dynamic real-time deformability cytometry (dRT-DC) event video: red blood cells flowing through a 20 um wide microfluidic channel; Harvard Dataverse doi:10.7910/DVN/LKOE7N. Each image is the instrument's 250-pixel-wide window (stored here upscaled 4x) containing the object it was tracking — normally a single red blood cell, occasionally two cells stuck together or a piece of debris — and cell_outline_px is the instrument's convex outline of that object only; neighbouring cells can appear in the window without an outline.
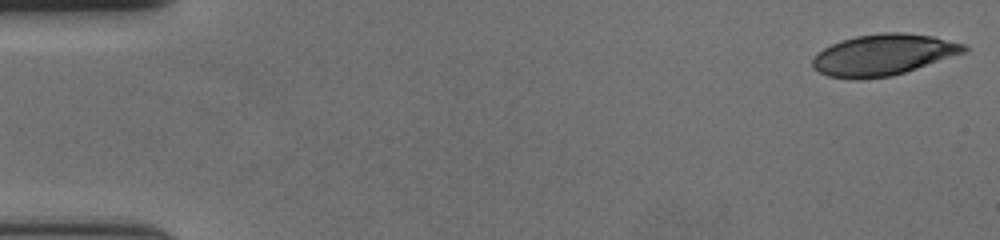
{"species": "human", "species_latin": "Homo sapiens", "temperature_condition": "cold", "stored_images_in_passage": 57, "camera_frame_rate_fps": 3000, "um_per_image_px": 0.085, "donor": {"sex": "female"}, "frame": {"image": 1, "passage_image": 1, "time_ms": 0.0, "image_size_px": [1000, 240], "cell_outline_px": [[968, 52], [892, 76], [860, 80], [828, 76], [812, 68], [812, 60], [816, 52], [840, 40], [856, 36], [884, 32], [900, 32], [932, 36], [964, 44], [968, 48]], "centroid_in_image_um": [75.06, 4.67], "position_along_channel_um": 9.9, "area_um2": 36.53}}
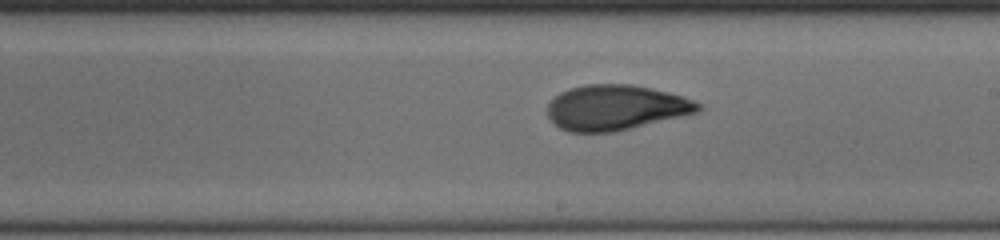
{"frame": {"image": 2, "passage_image": 33, "time_ms": 10.667, "image_size_px": [1000, 240], "cell_outline_px": [[704, 108], [700, 112], [616, 132], [568, 132], [560, 128], [548, 116], [548, 104], [560, 92], [568, 88], [584, 84], [632, 84], [652, 88], [684, 96], [700, 104]], "centroid_in_image_um": [52.37, 9.14], "position_along_channel_um": 236.6, "area_um2": 40.0}}
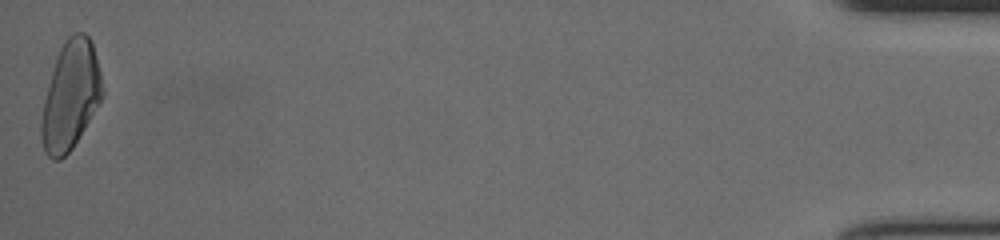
{"frame": {"image": 3, "passage_image": 57, "time_ms": 18.667, "image_size_px": [1000, 240], "cell_outline_px": [[104, 96], [72, 148], [60, 160], [52, 160], [44, 152], [40, 136], [40, 124], [44, 100], [56, 56], [64, 40], [68, 36], [76, 32], [84, 32], [92, 40], [100, 72], [104, 92]], "centroid_in_image_um": [5.99, 8.12], "position_along_channel_um": 429.2, "area_um2": 38.61}, "authors_computed_cell_mechanics": {"area_um2": 38.6682, "velocity_mm_per_s": 3.6283, "shape_relaxation_time_tau1_ms": 6.9398, "shape_relaxation_time_tau2_ms": 2.1739, "deformation_change_tau1": 0.2062, "deformation_change_tau2": 0.0855}}